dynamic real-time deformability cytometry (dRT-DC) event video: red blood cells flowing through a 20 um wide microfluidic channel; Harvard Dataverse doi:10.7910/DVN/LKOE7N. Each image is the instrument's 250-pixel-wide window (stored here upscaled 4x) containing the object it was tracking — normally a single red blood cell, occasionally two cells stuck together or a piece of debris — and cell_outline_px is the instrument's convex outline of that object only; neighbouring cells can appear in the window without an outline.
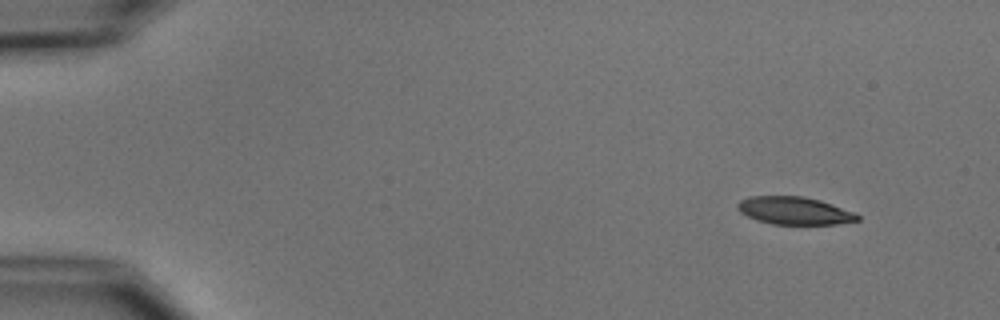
{"species": "common noctule bat (a hibernating species)", "species_latin": "Nyctalus noctula", "temperature_condition": "cold", "stored_images_in_passage": 4, "camera_frame_rate_fps": 3000, "um_per_image_px": 0.085, "animal": {"sex": "male", "body_mass_g": 15.6}, "frame": {"image": 1, "passage_image": 1, "time_ms": 0.0, "image_size_px": [1000, 320], "cell_outline_px": [[860, 220], [836, 224], [772, 224], [756, 220], [740, 212], [736, 208], [736, 204], [740, 200], [748, 196], [804, 196], [820, 200], [856, 212], [860, 216]], "centroid_in_image_um": [67.52, 17.9], "position_along_channel_um": 17.5, "area_um2": 19.54}}
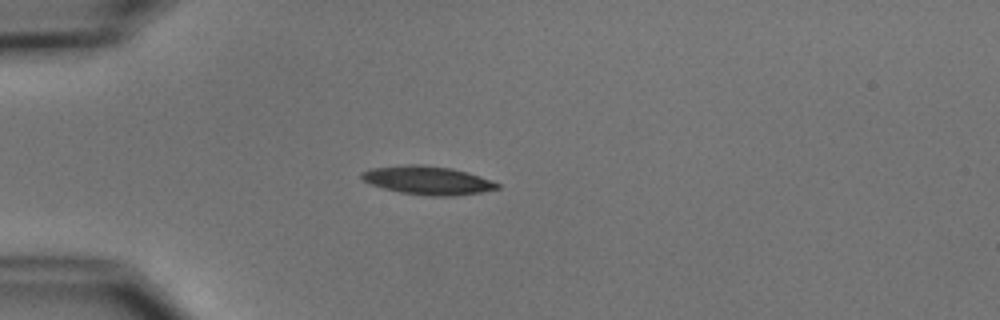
{"frame": {"image": 2, "passage_image": 4, "time_ms": 3.333, "image_size_px": [1000, 320], "cell_outline_px": [[500, 188], [480, 192], [452, 196], [428, 196], [400, 192], [384, 188], [372, 184], [364, 180], [360, 176], [360, 172], [368, 168], [408, 164], [420, 164], [452, 168], [468, 172], [480, 176], [500, 184]], "centroid_in_image_um": [36.33, 15.31], "position_along_channel_um": 48.7, "area_um2": 22.54}}